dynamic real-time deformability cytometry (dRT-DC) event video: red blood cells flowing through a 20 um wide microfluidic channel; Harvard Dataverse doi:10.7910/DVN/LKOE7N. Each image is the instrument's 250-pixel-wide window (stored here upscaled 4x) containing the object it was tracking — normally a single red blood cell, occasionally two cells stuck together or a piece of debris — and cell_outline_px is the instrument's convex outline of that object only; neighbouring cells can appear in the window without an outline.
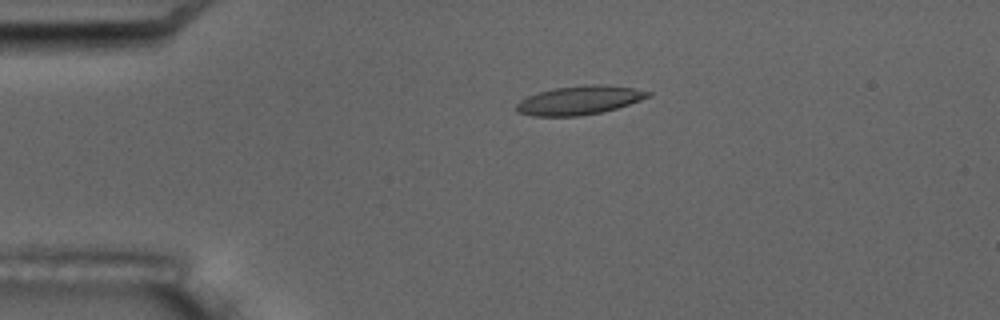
{"species": "common noctule bat (a hibernating species)", "species_latin": "Nyctalus noctula", "temperature_condition": "room temperature", "stored_images_in_passage": 5, "camera_frame_rate_fps": 3000, "um_per_image_px": 0.085, "animal": {"sex": "male", "body_mass_g": 17.5, "forearm_length_mm": 52.3}, "frame": {"image": 1, "passage_image": 4, "time_ms": 3.667, "image_size_px": [1000, 320], "cell_outline_px": [[652, 96], [616, 108], [600, 112], [580, 116], [532, 116], [516, 112], [516, 104], [520, 100], [528, 96], [540, 92], [556, 88], [588, 84], [604, 84], [632, 88], [652, 92]], "centroid_in_image_um": [49.24, 8.52], "position_along_channel_um": 35.8, "area_um2": 21.96}}